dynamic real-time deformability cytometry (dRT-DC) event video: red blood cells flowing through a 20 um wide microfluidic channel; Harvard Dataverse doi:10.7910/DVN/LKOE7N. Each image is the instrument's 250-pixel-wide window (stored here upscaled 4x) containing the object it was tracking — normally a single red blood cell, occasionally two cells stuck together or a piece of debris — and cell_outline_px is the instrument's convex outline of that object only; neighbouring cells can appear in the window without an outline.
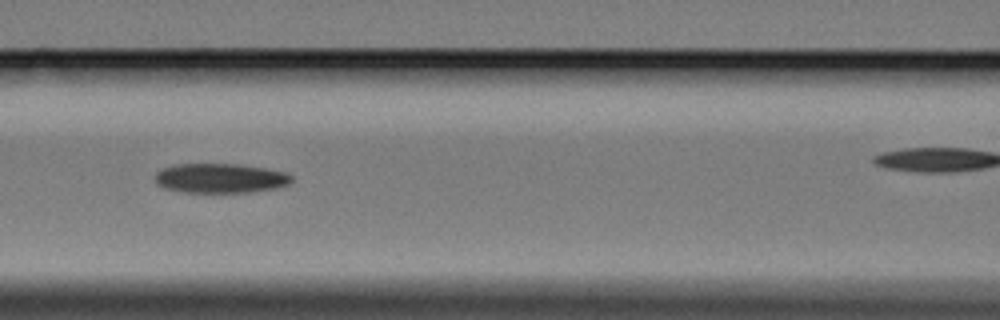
{"species": "Egyptian fruit bat (a non-hibernating species)", "species_latin": "Rousettus aegyptiacus", "temperature_condition": "cold", "stored_images_in_passage": 13, "camera_frame_rate_fps": 3000, "um_per_image_px": 0.085, "animal": {"sex": "female"}, "frame": {"image": 1, "passage_image": 4, "time_ms": 4.333, "image_size_px": [1000, 320], "cell_outline_px": [[292, 180], [288, 184], [272, 188], [248, 192], [184, 192], [164, 188], [156, 184], [156, 172], [164, 168], [176, 164], [240, 164], [288, 172], [292, 176]], "centroid_in_image_um": [18.72, 15.14], "position_along_channel_um": 147.9, "area_um2": 23.35}}
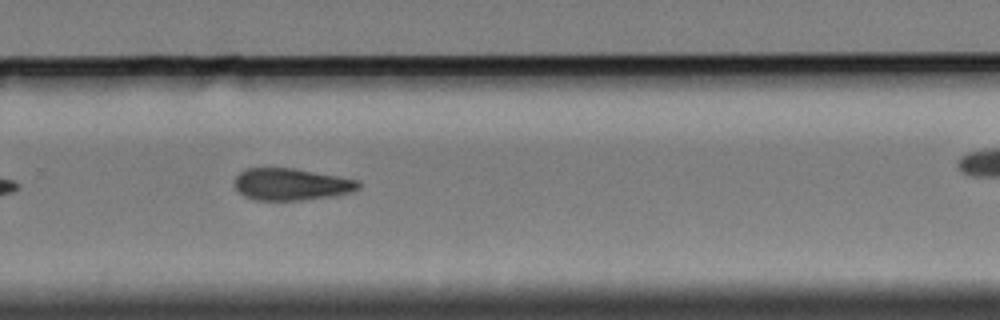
{"frame": {"image": 2, "passage_image": 8, "time_ms": 9.0, "image_size_px": [1000, 320], "cell_outline_px": [[360, 188], [352, 192], [332, 196], [304, 200], [252, 200], [244, 196], [236, 188], [236, 176], [244, 168], [292, 168], [360, 180]], "centroid_in_image_um": [24.77, 15.67], "position_along_channel_um": 305.0, "area_um2": 23.06}}
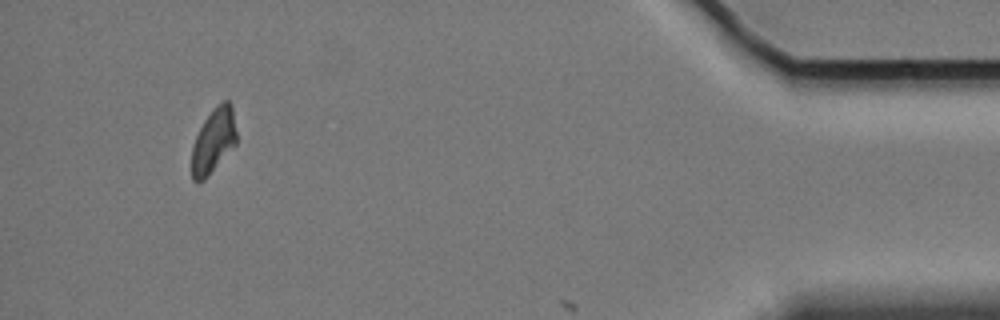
{"frame": {"image": 3, "passage_image": 13, "time_ms": 16.0, "image_size_px": [1000, 320], "cell_outline_px": [[236, 144], [208, 176], [204, 180], [192, 180], [192, 144], [204, 120], [212, 108], [216, 104], [224, 100], [228, 100], [232, 104], [236, 132]], "centroid_in_image_um": [18.15, 11.92], "position_along_channel_um": 417.0, "area_um2": 16.88}, "authors_computed_cell_mechanics": {"area_um2": 23.5246, "velocity_mm_per_s": 3.3838, "shape_relaxation_time_tau1_ms": 4.9129, "shape_relaxation_time_tau2_ms": null, "deformation_change_tau1": 0.1173, "deformation_change_tau2": null}}